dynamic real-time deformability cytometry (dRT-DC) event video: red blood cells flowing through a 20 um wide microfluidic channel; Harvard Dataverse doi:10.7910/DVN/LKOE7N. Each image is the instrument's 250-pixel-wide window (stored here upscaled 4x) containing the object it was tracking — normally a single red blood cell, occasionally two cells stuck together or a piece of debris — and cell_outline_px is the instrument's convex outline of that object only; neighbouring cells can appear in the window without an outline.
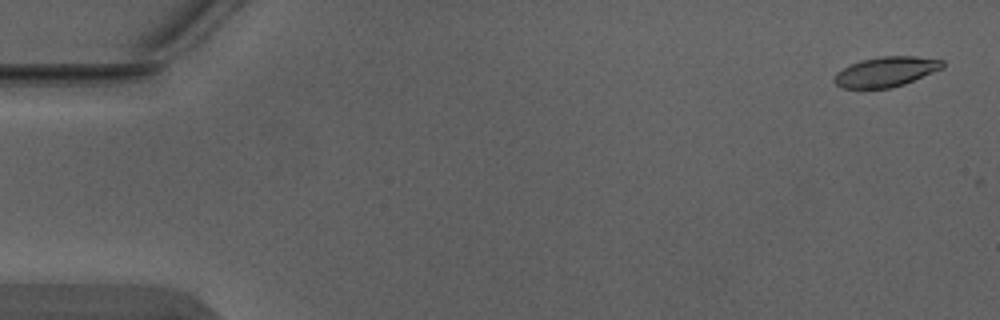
{"species": "Egyptian fruit bat (a non-hibernating species)", "species_latin": "Rousettus aegyptiacus", "temperature_condition": "warm", "stored_images_in_passage": 4, "camera_frame_rate_fps": 3000, "um_per_image_px": 0.085, "animal": {"sex": "male"}, "frame": {"image": 1, "passage_image": 1, "time_ms": 0.0, "image_size_px": [1000, 320], "cell_outline_px": [[944, 68], [904, 84], [892, 88], [844, 88], [836, 84], [832, 80], [836, 72], [860, 60], [880, 56], [916, 56], [944, 60]], "centroid_in_image_um": [75.32, 6.09], "position_along_channel_um": 9.7, "area_um2": 18.96}}